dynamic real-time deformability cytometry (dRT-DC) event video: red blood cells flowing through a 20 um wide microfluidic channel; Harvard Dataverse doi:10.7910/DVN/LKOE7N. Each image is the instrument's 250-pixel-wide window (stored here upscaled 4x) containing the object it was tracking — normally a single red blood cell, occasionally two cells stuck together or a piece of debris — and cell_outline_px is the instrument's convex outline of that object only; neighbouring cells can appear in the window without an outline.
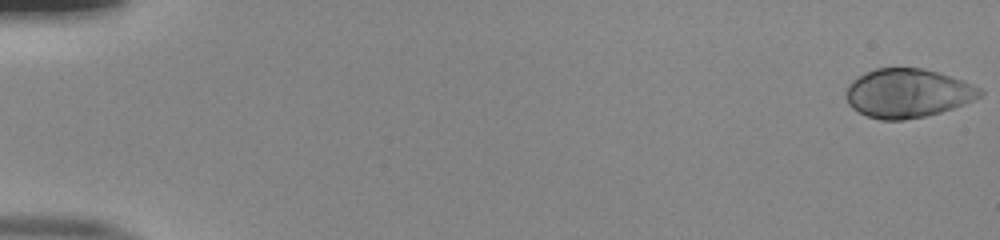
{"species": "human", "species_latin": "Homo sapiens", "temperature_condition": "room temperature", "stored_images_in_passage": 52, "camera_frame_rate_fps": 3000, "um_per_image_px": 0.085, "donor": {"sex": "male"}, "frame": {"image": 1, "passage_image": 1, "time_ms": 0.0, "image_size_px": [1000, 240], "cell_outline_px": [[984, 92], [980, 96], [964, 104], [940, 112], [924, 116], [904, 120], [880, 120], [868, 116], [852, 108], [848, 104], [848, 84], [852, 80], [876, 68], [924, 68], [964, 80], [980, 88]], "centroid_in_image_um": [77.17, 7.92], "position_along_channel_um": 7.8, "area_um2": 37.8}}
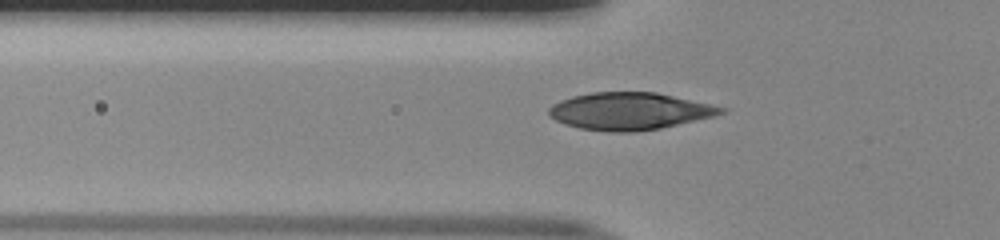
{"frame": {"image": 2, "passage_image": 19, "time_ms": 6.0, "image_size_px": [1000, 240], "cell_outline_px": [[728, 108], [724, 112], [712, 116], [660, 128], [636, 132], [608, 132], [580, 128], [564, 124], [548, 116], [548, 108], [552, 104], [560, 100], [572, 96], [592, 92], [656, 92]], "centroid_in_image_um": [53.45, 9.45], "position_along_channel_um": 72.3, "area_um2": 37.28}}
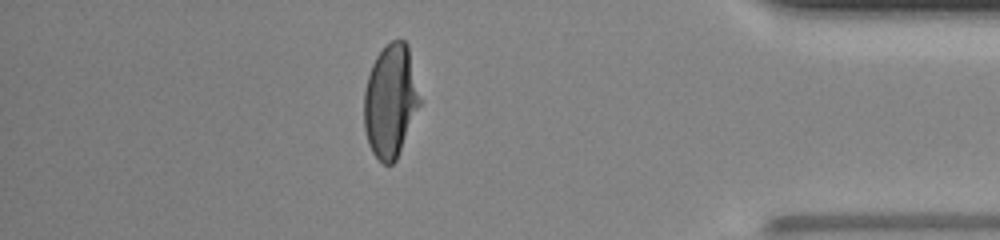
{"frame": {"image": 3, "passage_image": 46, "time_ms": 15.0, "image_size_px": [1000, 240], "cell_outline_px": [[420, 104], [396, 160], [392, 164], [384, 164], [372, 152], [368, 144], [364, 128], [364, 92], [368, 76], [372, 64], [376, 56], [392, 40], [404, 40], [408, 44], [420, 100]], "centroid_in_image_um": [33.17, 8.58], "position_along_channel_um": 402.0, "area_um2": 36.3}}